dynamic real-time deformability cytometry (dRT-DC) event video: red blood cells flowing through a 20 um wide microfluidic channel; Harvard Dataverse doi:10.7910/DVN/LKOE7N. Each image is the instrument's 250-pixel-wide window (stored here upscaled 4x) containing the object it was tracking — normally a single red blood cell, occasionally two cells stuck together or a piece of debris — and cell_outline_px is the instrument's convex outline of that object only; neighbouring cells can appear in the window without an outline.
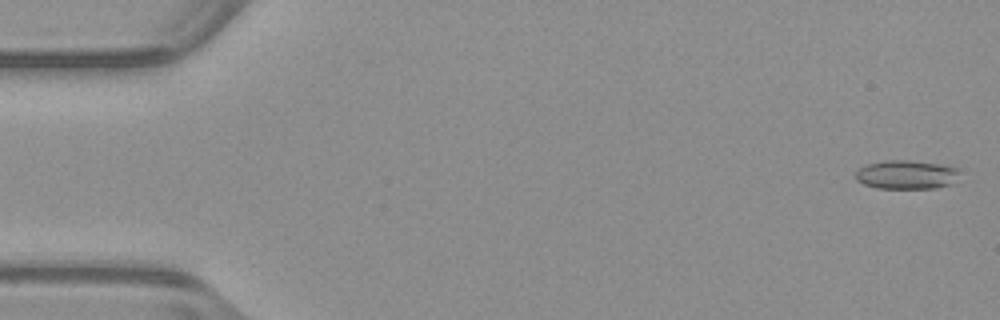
{"species": "common noctule bat (a hibernating species)", "species_latin": "Nyctalus noctula", "temperature_condition": "warm", "stored_images_in_passage": 50, "camera_frame_rate_fps": 3000, "um_per_image_px": 0.085, "animal": {"sex": "male", "body_mass_g": 23.1, "forearm_length_mm": 52.7}, "frame": {"image": 1, "passage_image": 2, "time_ms": 0.333, "image_size_px": [1000, 320], "cell_outline_px": [[960, 172], [948, 184], [936, 188], [876, 188], [864, 184], [856, 180], [856, 172], [864, 164], [884, 160], [908, 160], [940, 164], [960, 168]], "centroid_in_image_um": [77.0, 14.83], "position_along_channel_um": 8.0, "area_um2": 17.4}}
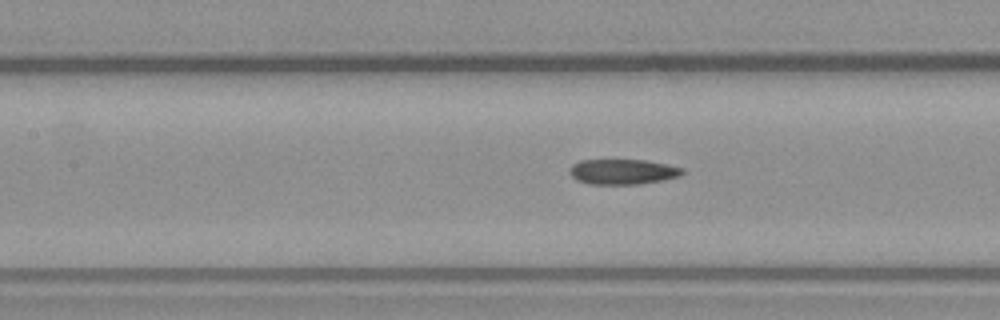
{"frame": {"image": 2, "passage_image": 24, "time_ms": 7.667, "image_size_px": [1000, 320], "cell_outline_px": [[684, 172], [680, 176], [664, 180], [640, 184], [588, 184], [576, 180], [568, 172], [568, 168], [572, 164], [580, 160], [644, 160], [684, 168]], "centroid_in_image_um": [52.9, 14.6], "position_along_channel_um": 154.5, "area_um2": 16.7}}
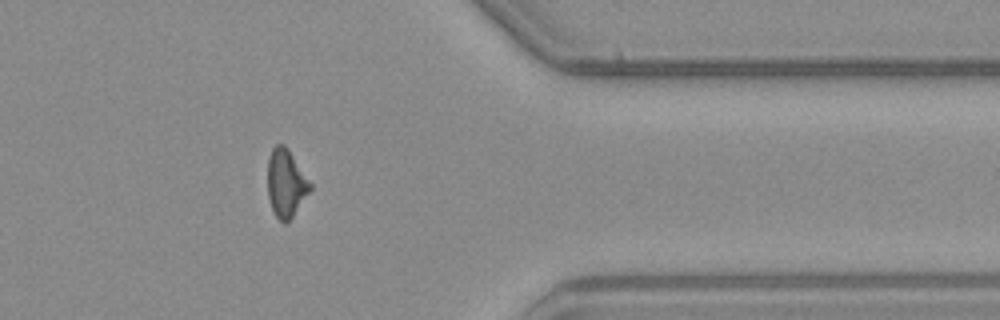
{"frame": {"image": 3, "passage_image": 43, "time_ms": 14.0, "image_size_px": [1000, 320], "cell_outline_px": [[312, 188], [292, 216], [284, 224], [276, 216], [272, 208], [268, 196], [268, 160], [272, 148], [276, 144], [284, 144], [288, 148], [312, 184]], "centroid_in_image_um": [24.31, 15.54], "position_along_channel_um": 387.1, "area_um2": 16.59}}